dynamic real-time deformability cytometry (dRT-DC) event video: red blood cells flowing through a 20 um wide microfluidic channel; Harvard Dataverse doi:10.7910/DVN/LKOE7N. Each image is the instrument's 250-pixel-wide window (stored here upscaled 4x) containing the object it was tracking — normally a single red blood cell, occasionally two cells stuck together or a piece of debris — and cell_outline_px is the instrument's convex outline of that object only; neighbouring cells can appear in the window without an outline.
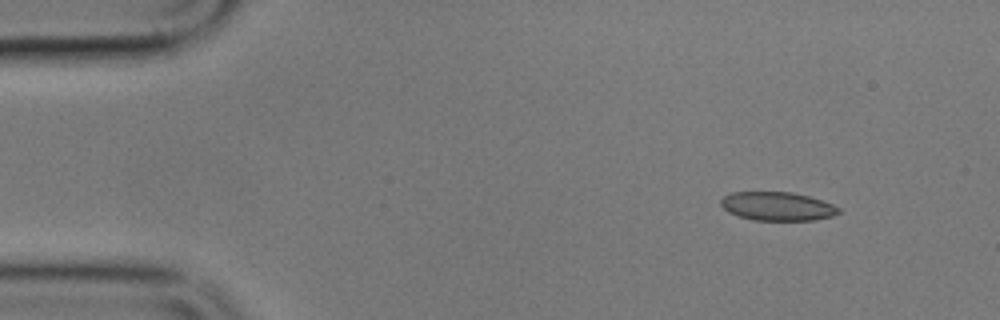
{"species": "common noctule bat (a hibernating species)", "species_latin": "Nyctalus noctula", "temperature_condition": "cold", "stored_images_in_passage": 4, "camera_frame_rate_fps": 3000, "um_per_image_px": 0.085, "animal": {"sex": "male", "body_mass_g": 17.9}, "frame": {"image": 1, "passage_image": 1, "time_ms": 0.0, "image_size_px": [1000, 320], "cell_outline_px": [[840, 212], [832, 216], [816, 220], [752, 220], [728, 212], [720, 204], [720, 200], [724, 196], [732, 192], [792, 192], [808, 196], [832, 204], [840, 208]], "centroid_in_image_um": [66.07, 17.53], "position_along_channel_um": 18.9, "area_um2": 19.59}}
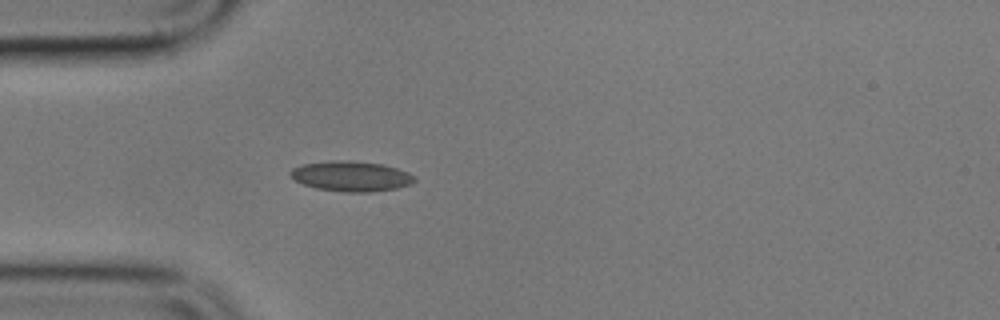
{"frame": {"image": 2, "passage_image": 4, "time_ms": 3.333, "image_size_px": [1000, 320], "cell_outline_px": [[416, 180], [412, 184], [396, 188], [372, 192], [344, 192], [316, 188], [304, 184], [296, 180], [288, 172], [292, 168], [304, 164], [332, 160], [348, 160], [380, 164], [396, 168], [408, 172], [416, 176]], "centroid_in_image_um": [29.87, 14.98], "position_along_channel_um": 55.1, "area_um2": 21.79}}